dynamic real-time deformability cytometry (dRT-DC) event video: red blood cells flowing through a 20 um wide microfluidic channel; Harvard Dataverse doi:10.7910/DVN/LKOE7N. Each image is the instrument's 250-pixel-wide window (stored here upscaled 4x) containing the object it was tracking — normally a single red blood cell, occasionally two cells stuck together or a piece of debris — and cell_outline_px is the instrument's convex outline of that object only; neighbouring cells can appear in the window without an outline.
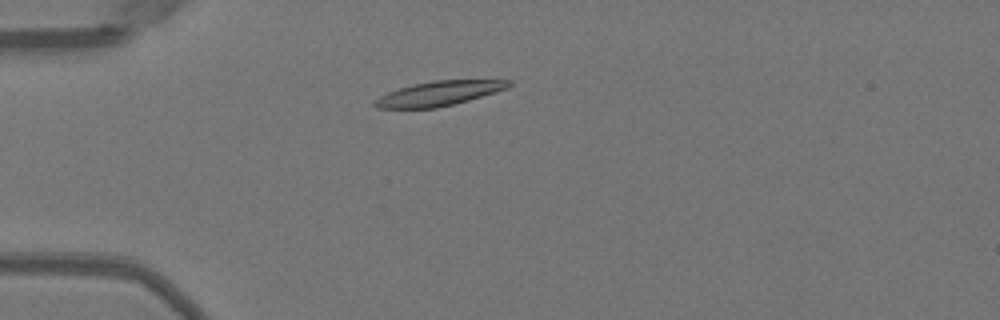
{"species": "Egyptian fruit bat (a non-hibernating species)", "species_latin": "Rousettus aegyptiacus", "temperature_condition": "warm", "stored_images_in_passage": 48, "camera_frame_rate_fps": 3000, "um_per_image_px": 0.085, "animal": {"sex": "female"}, "frame": {"image": 1, "passage_image": 11, "time_ms": 3.333, "image_size_px": [1000, 320], "cell_outline_px": [[512, 84], [508, 88], [496, 92], [468, 100], [436, 108], [376, 108], [372, 104], [380, 96], [388, 92], [400, 88], [416, 84], [436, 80], [512, 80]], "centroid_in_image_um": [37.33, 7.94], "position_along_channel_um": 47.7, "area_um2": 18.9}}
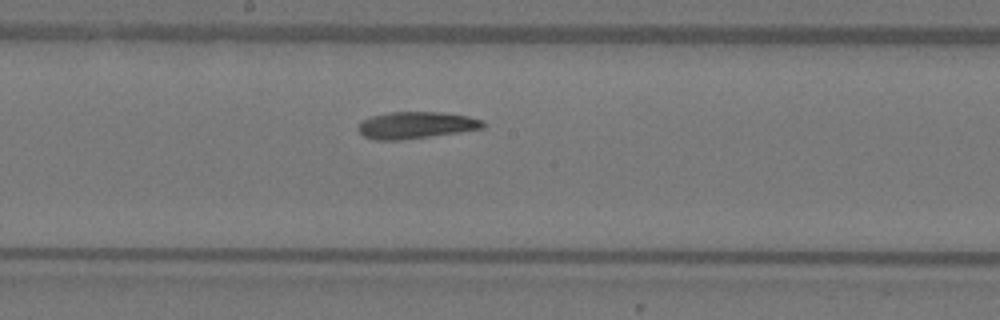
{"frame": {"image": 2, "passage_image": 25, "time_ms": 8.0, "image_size_px": [1000, 320], "cell_outline_px": [[484, 128], [400, 140], [376, 140], [364, 136], [356, 128], [360, 120], [372, 116], [388, 112], [440, 112], [468, 116], [484, 120]], "centroid_in_image_um": [35.31, 10.63], "position_along_channel_um": 212.9, "area_um2": 19.42}}
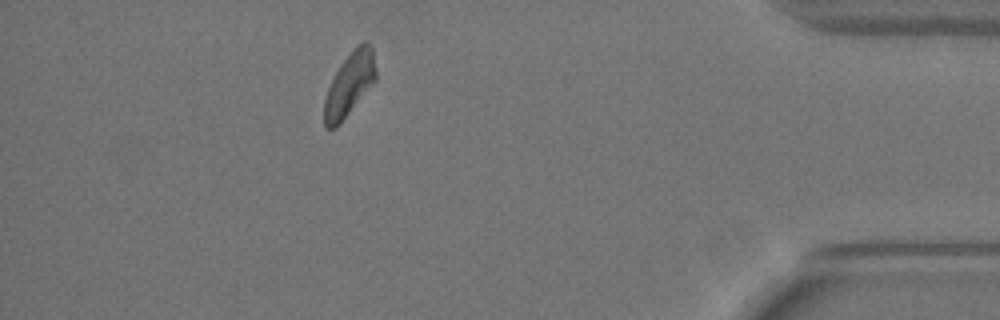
{"frame": {"image": 3, "passage_image": 43, "time_ms": 14.0, "image_size_px": [1000, 320], "cell_outline_px": [[376, 80], [340, 124], [336, 128], [328, 128], [324, 124], [324, 100], [328, 88], [340, 64], [356, 44], [364, 40], [368, 40], [372, 48], [376, 72]], "centroid_in_image_um": [29.71, 7.13], "position_along_channel_um": 405.5, "area_um2": 19.07}, "authors_computed_cell_mechanics": {"area_um2": 19.7098, "velocity_mm_per_s": 3.9497, "shape_relaxation_time_tau1_ms": 4.4255, "shape_relaxation_time_tau2_ms": 4.3577, "deformation_change_tau1": 0.1376, "deformation_change_tau2": 0.1082}}